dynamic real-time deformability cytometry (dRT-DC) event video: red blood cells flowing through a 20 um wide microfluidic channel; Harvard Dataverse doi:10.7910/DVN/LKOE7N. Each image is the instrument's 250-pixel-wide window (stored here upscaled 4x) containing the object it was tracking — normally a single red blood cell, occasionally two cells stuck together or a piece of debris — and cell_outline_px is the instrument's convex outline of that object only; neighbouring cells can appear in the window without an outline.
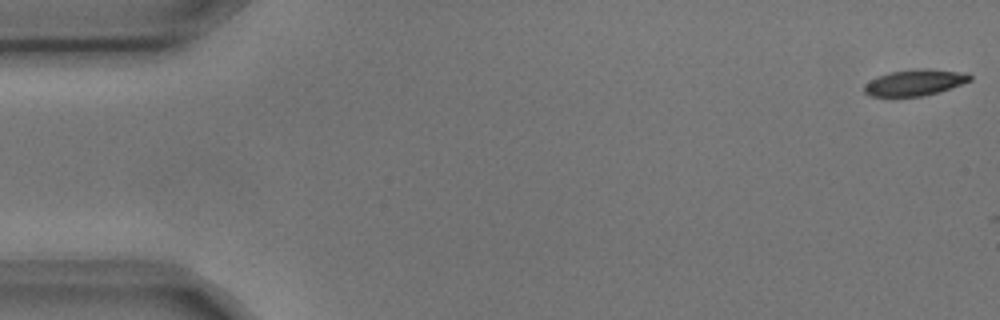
{"species": "common noctule bat (a hibernating species)", "species_latin": "Nyctalus noctula", "temperature_condition": "cold", "stored_images_in_passage": 2, "camera_frame_rate_fps": 3000, "um_per_image_px": 0.085, "animal": {"sex": "male", "body_mass_g": 17.9, "forearm_length_mm": 54.2}, "frame": {"image": 1, "passage_image": 1, "time_ms": 0.0, "image_size_px": [1000, 320], "cell_outline_px": [[972, 80], [936, 92], [920, 96], [872, 96], [864, 92], [864, 84], [876, 76], [888, 72], [920, 68], [928, 68], [968, 72], [972, 76]], "centroid_in_image_um": [77.76, 6.98], "position_along_channel_um": 7.2, "area_um2": 16.13}}